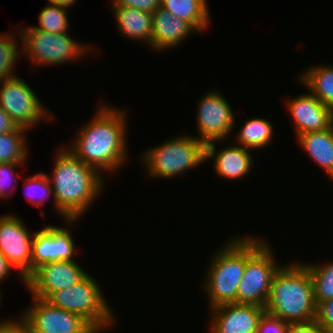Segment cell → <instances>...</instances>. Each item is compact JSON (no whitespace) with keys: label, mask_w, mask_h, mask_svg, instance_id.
Masks as SVG:
<instances>
[{"label":"cell","mask_w":333,"mask_h":333,"mask_svg":"<svg viewBox=\"0 0 333 333\" xmlns=\"http://www.w3.org/2000/svg\"><path fill=\"white\" fill-rule=\"evenodd\" d=\"M99 102L96 113L78 129L71 146L66 148L78 159L102 175L116 174L129 159L127 149V112Z\"/></svg>","instance_id":"6da1fadb"},{"label":"cell","mask_w":333,"mask_h":333,"mask_svg":"<svg viewBox=\"0 0 333 333\" xmlns=\"http://www.w3.org/2000/svg\"><path fill=\"white\" fill-rule=\"evenodd\" d=\"M55 151L53 176L46 173L54 192L53 207L63 220L81 219L106 187V175L82 162L65 146Z\"/></svg>","instance_id":"7a4b0ae2"},{"label":"cell","mask_w":333,"mask_h":333,"mask_svg":"<svg viewBox=\"0 0 333 333\" xmlns=\"http://www.w3.org/2000/svg\"><path fill=\"white\" fill-rule=\"evenodd\" d=\"M292 263L274 274L265 311L286 323L315 320L317 304L309 270L303 263Z\"/></svg>","instance_id":"3957f363"},{"label":"cell","mask_w":333,"mask_h":333,"mask_svg":"<svg viewBox=\"0 0 333 333\" xmlns=\"http://www.w3.org/2000/svg\"><path fill=\"white\" fill-rule=\"evenodd\" d=\"M225 244V245H224ZM214 252L202 288L208 309L236 303V294L246 266V234L232 236Z\"/></svg>","instance_id":"277c9868"},{"label":"cell","mask_w":333,"mask_h":333,"mask_svg":"<svg viewBox=\"0 0 333 333\" xmlns=\"http://www.w3.org/2000/svg\"><path fill=\"white\" fill-rule=\"evenodd\" d=\"M182 134L141 154L148 177L172 179L206 162V145L193 135Z\"/></svg>","instance_id":"5b68a950"},{"label":"cell","mask_w":333,"mask_h":333,"mask_svg":"<svg viewBox=\"0 0 333 333\" xmlns=\"http://www.w3.org/2000/svg\"><path fill=\"white\" fill-rule=\"evenodd\" d=\"M104 296L95 278L88 273L71 287L52 292L45 300L84 318L98 333H105L115 324L116 317Z\"/></svg>","instance_id":"8992f818"},{"label":"cell","mask_w":333,"mask_h":333,"mask_svg":"<svg viewBox=\"0 0 333 333\" xmlns=\"http://www.w3.org/2000/svg\"><path fill=\"white\" fill-rule=\"evenodd\" d=\"M259 236H246V266L236 294V304L265 308L274 274L282 266L275 263L274 250Z\"/></svg>","instance_id":"52a82bcc"},{"label":"cell","mask_w":333,"mask_h":333,"mask_svg":"<svg viewBox=\"0 0 333 333\" xmlns=\"http://www.w3.org/2000/svg\"><path fill=\"white\" fill-rule=\"evenodd\" d=\"M29 26V27H28ZM26 25L20 29L15 28L16 35L22 44L23 57L33 63L34 67H41L42 65H62L66 62L77 61L84 58L93 52L91 46L79 43L78 40L71 38L69 32L66 33H49L44 30L33 28L30 25ZM18 29V30H17ZM69 34V35H68Z\"/></svg>","instance_id":"ba28073f"},{"label":"cell","mask_w":333,"mask_h":333,"mask_svg":"<svg viewBox=\"0 0 333 333\" xmlns=\"http://www.w3.org/2000/svg\"><path fill=\"white\" fill-rule=\"evenodd\" d=\"M19 76L0 81V106L18 127L33 129L42 120L54 121L52 113ZM46 109V110H45Z\"/></svg>","instance_id":"9c48e42d"},{"label":"cell","mask_w":333,"mask_h":333,"mask_svg":"<svg viewBox=\"0 0 333 333\" xmlns=\"http://www.w3.org/2000/svg\"><path fill=\"white\" fill-rule=\"evenodd\" d=\"M195 137L205 145L213 141H228L234 130L235 113L220 91L208 90L198 100Z\"/></svg>","instance_id":"30bf717a"},{"label":"cell","mask_w":333,"mask_h":333,"mask_svg":"<svg viewBox=\"0 0 333 333\" xmlns=\"http://www.w3.org/2000/svg\"><path fill=\"white\" fill-rule=\"evenodd\" d=\"M19 317L31 333H98L84 318L32 296L30 306Z\"/></svg>","instance_id":"8fae6325"},{"label":"cell","mask_w":333,"mask_h":333,"mask_svg":"<svg viewBox=\"0 0 333 333\" xmlns=\"http://www.w3.org/2000/svg\"><path fill=\"white\" fill-rule=\"evenodd\" d=\"M22 219L12 213L0 216V251L9 264L18 272V277L25 283L31 274L32 241L30 233Z\"/></svg>","instance_id":"7c38bea8"},{"label":"cell","mask_w":333,"mask_h":333,"mask_svg":"<svg viewBox=\"0 0 333 333\" xmlns=\"http://www.w3.org/2000/svg\"><path fill=\"white\" fill-rule=\"evenodd\" d=\"M67 226L46 224L34 232L32 241L31 273L42 264L57 261H75V240L67 229L79 219H66ZM71 232V233H70Z\"/></svg>","instance_id":"4fadbf2b"},{"label":"cell","mask_w":333,"mask_h":333,"mask_svg":"<svg viewBox=\"0 0 333 333\" xmlns=\"http://www.w3.org/2000/svg\"><path fill=\"white\" fill-rule=\"evenodd\" d=\"M87 274L76 261L49 262L36 268L24 285L31 296L46 299L52 292L71 287Z\"/></svg>","instance_id":"5bb4252c"},{"label":"cell","mask_w":333,"mask_h":333,"mask_svg":"<svg viewBox=\"0 0 333 333\" xmlns=\"http://www.w3.org/2000/svg\"><path fill=\"white\" fill-rule=\"evenodd\" d=\"M209 312L210 333H258L266 313L263 307L236 303L220 305Z\"/></svg>","instance_id":"9a60e30c"},{"label":"cell","mask_w":333,"mask_h":333,"mask_svg":"<svg viewBox=\"0 0 333 333\" xmlns=\"http://www.w3.org/2000/svg\"><path fill=\"white\" fill-rule=\"evenodd\" d=\"M292 117L296 138L303 134L330 128L333 109L323 104L310 91L285 100Z\"/></svg>","instance_id":"2e32d148"},{"label":"cell","mask_w":333,"mask_h":333,"mask_svg":"<svg viewBox=\"0 0 333 333\" xmlns=\"http://www.w3.org/2000/svg\"><path fill=\"white\" fill-rule=\"evenodd\" d=\"M217 142L223 143L224 141H213L206 144V161L214 160L212 163L214 173L222 179L229 180H240L249 175L254 164V156L251 153L253 150L231 143L219 151L216 149Z\"/></svg>","instance_id":"e0dca14e"},{"label":"cell","mask_w":333,"mask_h":333,"mask_svg":"<svg viewBox=\"0 0 333 333\" xmlns=\"http://www.w3.org/2000/svg\"><path fill=\"white\" fill-rule=\"evenodd\" d=\"M152 14L151 48L156 52L179 47L192 33H198L189 22L173 16L162 7Z\"/></svg>","instance_id":"ac0fdd59"},{"label":"cell","mask_w":333,"mask_h":333,"mask_svg":"<svg viewBox=\"0 0 333 333\" xmlns=\"http://www.w3.org/2000/svg\"><path fill=\"white\" fill-rule=\"evenodd\" d=\"M118 32L127 40H139L151 47L153 14L125 6H111Z\"/></svg>","instance_id":"d6986e66"},{"label":"cell","mask_w":333,"mask_h":333,"mask_svg":"<svg viewBox=\"0 0 333 333\" xmlns=\"http://www.w3.org/2000/svg\"><path fill=\"white\" fill-rule=\"evenodd\" d=\"M296 140L313 162L333 180V134L331 129L303 133Z\"/></svg>","instance_id":"ffe728a7"},{"label":"cell","mask_w":333,"mask_h":333,"mask_svg":"<svg viewBox=\"0 0 333 333\" xmlns=\"http://www.w3.org/2000/svg\"><path fill=\"white\" fill-rule=\"evenodd\" d=\"M207 2V0H161V7L173 16L189 22L199 34L210 26L211 16Z\"/></svg>","instance_id":"44dd1931"},{"label":"cell","mask_w":333,"mask_h":333,"mask_svg":"<svg viewBox=\"0 0 333 333\" xmlns=\"http://www.w3.org/2000/svg\"><path fill=\"white\" fill-rule=\"evenodd\" d=\"M297 78L323 104L333 109V65H312Z\"/></svg>","instance_id":"7402d4cb"},{"label":"cell","mask_w":333,"mask_h":333,"mask_svg":"<svg viewBox=\"0 0 333 333\" xmlns=\"http://www.w3.org/2000/svg\"><path fill=\"white\" fill-rule=\"evenodd\" d=\"M273 124L264 118H250L235 134V144L244 148L260 150L268 147L274 138Z\"/></svg>","instance_id":"603a6c76"},{"label":"cell","mask_w":333,"mask_h":333,"mask_svg":"<svg viewBox=\"0 0 333 333\" xmlns=\"http://www.w3.org/2000/svg\"><path fill=\"white\" fill-rule=\"evenodd\" d=\"M27 132V129L19 127L16 131L0 134V163L27 162L29 156Z\"/></svg>","instance_id":"cb8c5ba5"},{"label":"cell","mask_w":333,"mask_h":333,"mask_svg":"<svg viewBox=\"0 0 333 333\" xmlns=\"http://www.w3.org/2000/svg\"><path fill=\"white\" fill-rule=\"evenodd\" d=\"M313 281L314 299L318 305L333 298V261L321 264L304 263Z\"/></svg>","instance_id":"d4e9b609"},{"label":"cell","mask_w":333,"mask_h":333,"mask_svg":"<svg viewBox=\"0 0 333 333\" xmlns=\"http://www.w3.org/2000/svg\"><path fill=\"white\" fill-rule=\"evenodd\" d=\"M16 39L18 40L13 33H0V81L18 76L14 66L17 59L23 56V51L22 45L20 46Z\"/></svg>","instance_id":"484cf974"},{"label":"cell","mask_w":333,"mask_h":333,"mask_svg":"<svg viewBox=\"0 0 333 333\" xmlns=\"http://www.w3.org/2000/svg\"><path fill=\"white\" fill-rule=\"evenodd\" d=\"M41 10L38 18L39 26H33V28L55 34L69 32L68 9L48 2L47 6Z\"/></svg>","instance_id":"4316f807"},{"label":"cell","mask_w":333,"mask_h":333,"mask_svg":"<svg viewBox=\"0 0 333 333\" xmlns=\"http://www.w3.org/2000/svg\"><path fill=\"white\" fill-rule=\"evenodd\" d=\"M24 181L23 187L26 188L24 191H27L24 195L34 206L44 205L46 200L48 201L52 195L54 196L47 174L43 171L38 174H30Z\"/></svg>","instance_id":"83f0119b"},{"label":"cell","mask_w":333,"mask_h":333,"mask_svg":"<svg viewBox=\"0 0 333 333\" xmlns=\"http://www.w3.org/2000/svg\"><path fill=\"white\" fill-rule=\"evenodd\" d=\"M22 164L24 163H0V200H4L5 198L7 200L9 195H11V190L14 189L16 191V187L13 186V184H16L14 181H17L18 184L19 181L17 180V175L19 174H17L15 171L16 168L20 165L22 166ZM9 187L13 189H10Z\"/></svg>","instance_id":"f1b7e54d"},{"label":"cell","mask_w":333,"mask_h":333,"mask_svg":"<svg viewBox=\"0 0 333 333\" xmlns=\"http://www.w3.org/2000/svg\"><path fill=\"white\" fill-rule=\"evenodd\" d=\"M315 320L329 333H333V298L317 305Z\"/></svg>","instance_id":"f546056e"},{"label":"cell","mask_w":333,"mask_h":333,"mask_svg":"<svg viewBox=\"0 0 333 333\" xmlns=\"http://www.w3.org/2000/svg\"><path fill=\"white\" fill-rule=\"evenodd\" d=\"M110 4L111 6H125L152 13L161 7V0H110Z\"/></svg>","instance_id":"4dcf8cb0"},{"label":"cell","mask_w":333,"mask_h":333,"mask_svg":"<svg viewBox=\"0 0 333 333\" xmlns=\"http://www.w3.org/2000/svg\"><path fill=\"white\" fill-rule=\"evenodd\" d=\"M288 323L267 313L260 320L258 333H286Z\"/></svg>","instance_id":"1f68e13d"},{"label":"cell","mask_w":333,"mask_h":333,"mask_svg":"<svg viewBox=\"0 0 333 333\" xmlns=\"http://www.w3.org/2000/svg\"><path fill=\"white\" fill-rule=\"evenodd\" d=\"M286 333H329L316 320L288 323Z\"/></svg>","instance_id":"d6a6232c"},{"label":"cell","mask_w":333,"mask_h":333,"mask_svg":"<svg viewBox=\"0 0 333 333\" xmlns=\"http://www.w3.org/2000/svg\"><path fill=\"white\" fill-rule=\"evenodd\" d=\"M17 317L18 319H1L0 333H31L27 324L19 316Z\"/></svg>","instance_id":"836d02e7"},{"label":"cell","mask_w":333,"mask_h":333,"mask_svg":"<svg viewBox=\"0 0 333 333\" xmlns=\"http://www.w3.org/2000/svg\"><path fill=\"white\" fill-rule=\"evenodd\" d=\"M18 125L0 106V134L10 133L18 129Z\"/></svg>","instance_id":"e575fe53"},{"label":"cell","mask_w":333,"mask_h":333,"mask_svg":"<svg viewBox=\"0 0 333 333\" xmlns=\"http://www.w3.org/2000/svg\"><path fill=\"white\" fill-rule=\"evenodd\" d=\"M14 268L9 264L7 259L0 251V282L5 281L9 275H11Z\"/></svg>","instance_id":"d590c367"},{"label":"cell","mask_w":333,"mask_h":333,"mask_svg":"<svg viewBox=\"0 0 333 333\" xmlns=\"http://www.w3.org/2000/svg\"><path fill=\"white\" fill-rule=\"evenodd\" d=\"M46 1H48L49 3L55 4V5H58L59 7H62L65 9L74 7L72 5H74L75 2H77V0H46Z\"/></svg>","instance_id":"8d00e7d4"},{"label":"cell","mask_w":333,"mask_h":333,"mask_svg":"<svg viewBox=\"0 0 333 333\" xmlns=\"http://www.w3.org/2000/svg\"><path fill=\"white\" fill-rule=\"evenodd\" d=\"M330 129H331L332 134H333V113H332V117H331V121H330Z\"/></svg>","instance_id":"74e56055"},{"label":"cell","mask_w":333,"mask_h":333,"mask_svg":"<svg viewBox=\"0 0 333 333\" xmlns=\"http://www.w3.org/2000/svg\"><path fill=\"white\" fill-rule=\"evenodd\" d=\"M1 293H2V291H1V289H0V306H1V302H2V301H1V298H2V297H1V296H2Z\"/></svg>","instance_id":"f35d334b"}]
</instances>
